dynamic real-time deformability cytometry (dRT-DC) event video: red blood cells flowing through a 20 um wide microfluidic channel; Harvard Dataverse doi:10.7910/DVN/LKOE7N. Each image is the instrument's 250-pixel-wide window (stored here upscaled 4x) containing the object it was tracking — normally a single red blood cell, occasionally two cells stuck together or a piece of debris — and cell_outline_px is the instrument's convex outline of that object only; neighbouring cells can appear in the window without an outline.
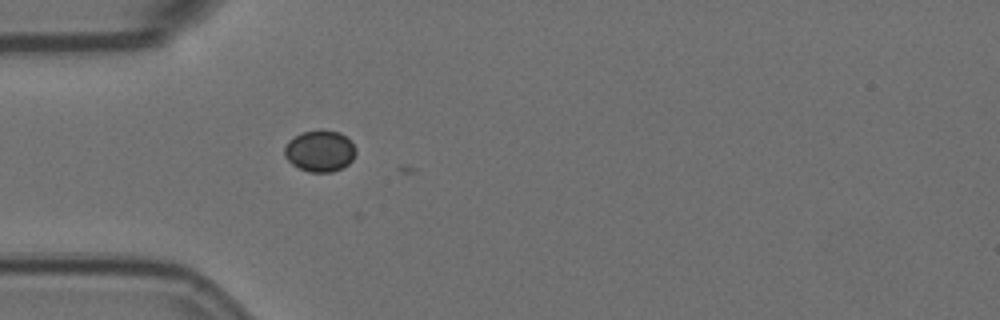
{"species": "Egyptian fruit bat (a non-hibernating species)", "species_latin": "Rousettus aegyptiacus", "temperature_condition": "room temperature", "stored_images_in_passage": 4, "camera_frame_rate_fps": 3000, "um_per_image_px": 0.085, "animal": {"sex": "female"}, "frame": {"image": 1, "passage_image": 1, "time_ms": 0.0, "image_size_px": [1000, 320], "cell_outline_px": [[356, 152], [352, 160], [348, 164], [332, 172], [308, 172], [292, 164], [284, 156], [284, 148], [288, 140], [304, 132], [340, 132], [356, 148]], "centroid_in_image_um": [27.17, 12.87], "position_along_channel_um": 57.8, "area_um2": 16.7}}